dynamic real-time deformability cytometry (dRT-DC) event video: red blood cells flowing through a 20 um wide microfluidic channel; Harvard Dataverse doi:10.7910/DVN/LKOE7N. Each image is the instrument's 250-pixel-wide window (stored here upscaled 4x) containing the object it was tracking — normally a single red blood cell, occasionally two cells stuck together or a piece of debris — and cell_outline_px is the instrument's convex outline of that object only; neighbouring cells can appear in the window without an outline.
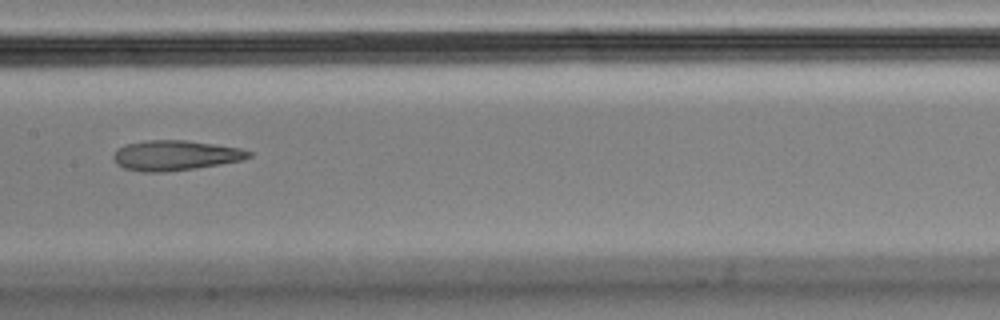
{"species": "Egyptian fruit bat (a non-hibernating species)", "species_latin": "Rousettus aegyptiacus", "temperature_condition": "cold", "stored_images_in_passage": 13, "camera_frame_rate_fps": 3000, "um_per_image_px": 0.085, "animal": {"sex": "male"}, "frame": {"image": 1, "passage_image": 6, "time_ms": 1.667, "image_size_px": [1000, 320], "cell_outline_px": [[252, 156], [240, 160], [220, 164], [196, 168], [164, 172], [144, 172], [124, 168], [116, 164], [112, 156], [124, 144], [144, 140], [184, 140], [240, 148], [252, 152]], "centroid_in_image_um": [14.87, 13.21], "position_along_channel_um": 192.5, "area_um2": 23.58}}